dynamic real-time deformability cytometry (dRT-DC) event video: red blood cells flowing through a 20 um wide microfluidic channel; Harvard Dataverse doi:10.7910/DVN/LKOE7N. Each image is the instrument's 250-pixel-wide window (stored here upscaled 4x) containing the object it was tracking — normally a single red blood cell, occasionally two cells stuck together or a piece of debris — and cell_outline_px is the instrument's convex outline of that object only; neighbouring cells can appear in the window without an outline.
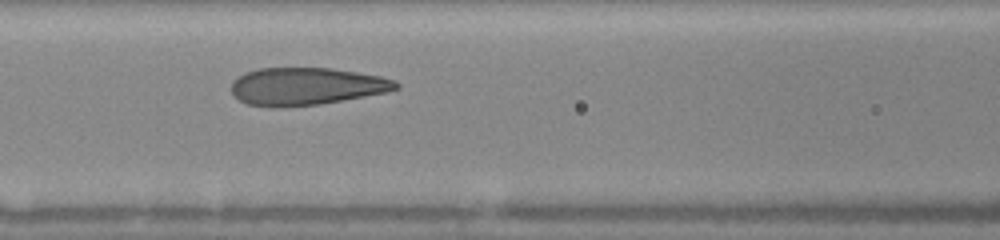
{"species": "human", "species_latin": "Homo sapiens", "temperature_condition": "warm", "stored_images_in_passage": 10, "camera_frame_rate_fps": 3000, "um_per_image_px": 0.085, "donor": {"sex": "female"}, "frame": {"image": 1, "passage_image": 9, "time_ms": 4.0, "image_size_px": [1000, 240], "cell_outline_px": [[400, 88], [388, 92], [320, 104], [284, 108], [268, 108], [248, 104], [240, 100], [232, 92], [232, 80], [244, 72], [256, 68], [332, 68], [380, 76], [396, 80], [400, 84]], "centroid_in_image_um": [26.03, 7.35], "position_along_channel_um": 140.6, "area_um2": 36.41}}